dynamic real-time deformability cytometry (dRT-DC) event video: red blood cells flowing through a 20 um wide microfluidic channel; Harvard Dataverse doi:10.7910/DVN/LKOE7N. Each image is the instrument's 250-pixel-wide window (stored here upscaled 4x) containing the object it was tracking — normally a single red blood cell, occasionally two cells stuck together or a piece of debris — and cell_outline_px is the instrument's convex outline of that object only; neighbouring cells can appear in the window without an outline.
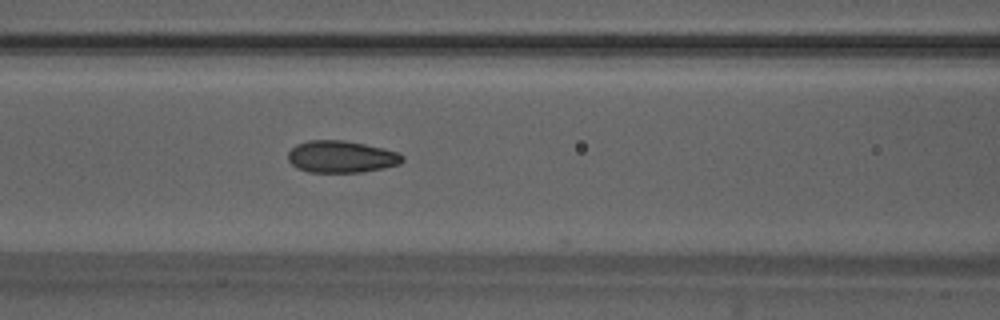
{"species": "Egyptian fruit bat (a non-hibernating species)", "species_latin": "Rousettus aegyptiacus", "temperature_condition": "warm", "stored_images_in_passage": 54, "camera_frame_rate_fps": 3000, "um_per_image_px": 0.085, "animal": {"sex": "male"}, "frame": {"image": 1, "passage_image": 23, "time_ms": 7.333, "image_size_px": [1000, 320], "cell_outline_px": [[404, 160], [400, 164], [384, 168], [364, 172], [308, 172], [296, 168], [288, 160], [288, 152], [296, 144], [308, 140], [344, 140], [364, 144], [396, 152], [404, 156]], "centroid_in_image_um": [28.99, 13.33], "position_along_channel_um": 137.6, "area_um2": 21.33}}
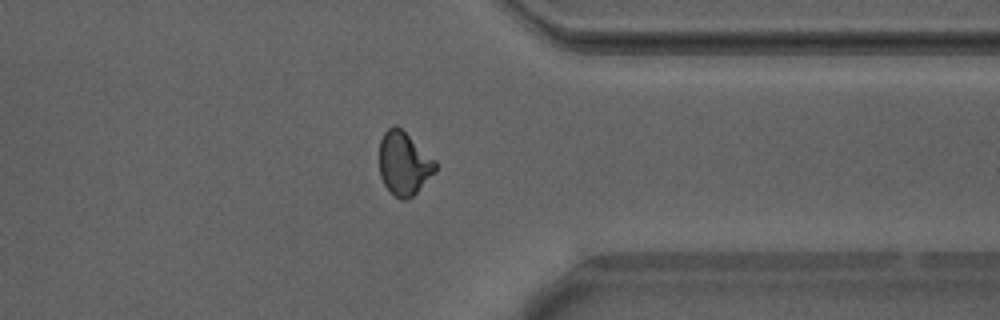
{"frame": {"image": 2, "passage_image": 42, "time_ms": 13.667, "image_size_px": [1000, 320], "cell_outline_px": [[436, 172], [408, 200], [400, 200], [384, 184], [380, 176], [380, 140], [384, 132], [392, 124], [396, 124], [436, 160]], "centroid_in_image_um": [34.34, 13.88], "position_along_channel_um": 377.1, "area_um2": 20.63}}
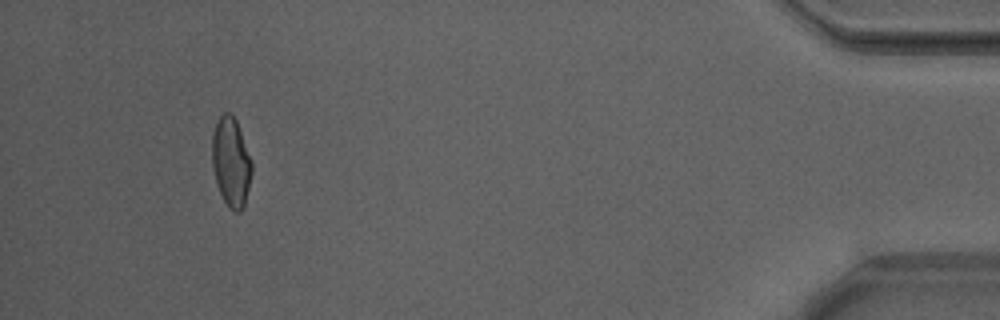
{"frame": {"image": 3, "passage_image": 50, "time_ms": 16.333, "image_size_px": [1000, 320], "cell_outline_px": [[252, 172], [244, 204], [240, 212], [236, 212], [228, 208], [220, 192], [216, 180], [212, 164], [212, 132], [216, 120], [224, 112], [232, 112], [236, 120], [252, 160]], "centroid_in_image_um": [19.63, 13.73], "position_along_channel_um": 415.6, "area_um2": 20.69}, "authors_computed_cell_mechanics": {"area_um2": 20.9236, "velocity_mm_per_s": 3.881, "shape_relaxation_time_tau1_ms": 5.9008, "shape_relaxation_time_tau2_ms": 1.1311, "deformation_change_tau1": 0.1645, "deformation_change_tau2": 0.0611}}